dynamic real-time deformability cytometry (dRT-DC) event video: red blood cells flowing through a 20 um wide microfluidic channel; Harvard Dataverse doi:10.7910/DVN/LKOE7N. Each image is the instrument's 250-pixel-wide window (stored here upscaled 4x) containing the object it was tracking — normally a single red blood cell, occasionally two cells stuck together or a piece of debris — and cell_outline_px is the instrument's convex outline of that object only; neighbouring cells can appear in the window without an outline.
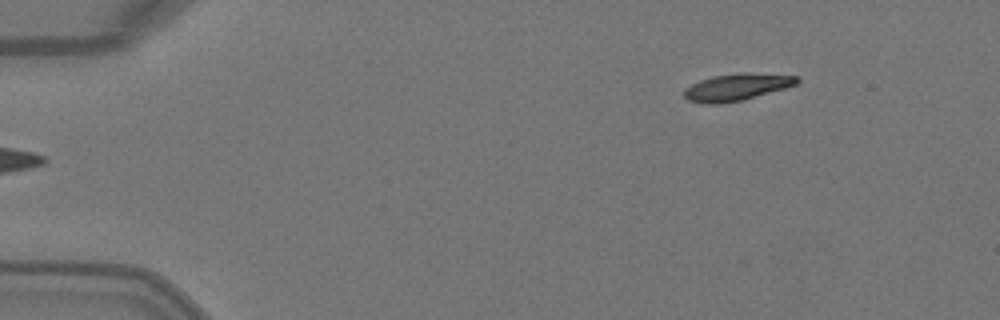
{"species": "Egyptian fruit bat (a non-hibernating species)", "species_latin": "Rousettus aegyptiacus", "temperature_condition": "warm", "stored_images_in_passage": 4, "camera_frame_rate_fps": 3000, "um_per_image_px": 0.085, "animal": {"sex": "female"}, "frame": {"image": 1, "passage_image": 4, "time_ms": 1.0, "image_size_px": [1000, 320], "cell_outline_px": [[800, 80], [796, 84], [784, 88], [744, 100], [720, 104], [704, 104], [688, 100], [684, 96], [684, 88], [700, 80], [712, 76], [744, 72], [800, 76]], "centroid_in_image_um": [62.61, 7.4], "position_along_channel_um": 22.4, "area_um2": 17.8}}